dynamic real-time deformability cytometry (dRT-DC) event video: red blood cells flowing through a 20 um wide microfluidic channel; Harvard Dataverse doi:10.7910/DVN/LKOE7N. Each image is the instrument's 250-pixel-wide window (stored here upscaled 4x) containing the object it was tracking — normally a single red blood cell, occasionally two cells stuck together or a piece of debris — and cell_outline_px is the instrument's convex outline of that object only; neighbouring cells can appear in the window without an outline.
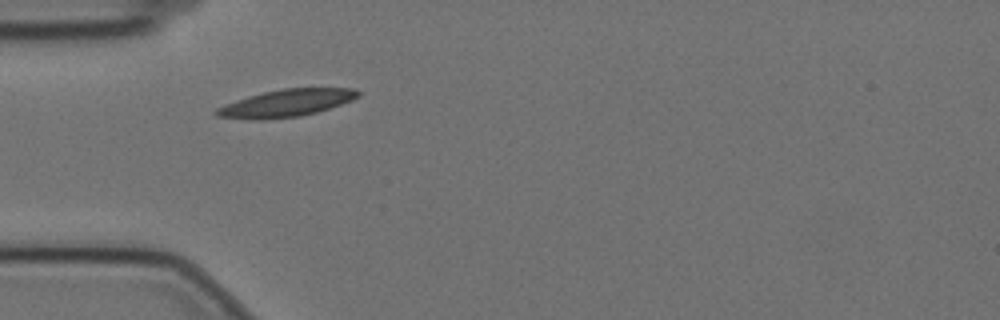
{"species": "Egyptian fruit bat (a non-hibernating species)", "species_latin": "Rousettus aegyptiacus", "temperature_condition": "cold", "stored_images_in_passage": 42, "camera_frame_rate_fps": 3000, "um_per_image_px": 0.085, "animal": {"sex": "female"}, "frame": {"image": 1, "passage_image": 1, "time_ms": 0.0, "image_size_px": [1000, 320], "cell_outline_px": [[360, 96], [352, 100], [316, 112], [300, 116], [264, 120], [252, 120], [216, 116], [212, 112], [216, 108], [236, 100], [248, 96], [280, 88], [352, 88], [360, 92]], "centroid_in_image_um": [24.29, 8.77], "position_along_channel_um": 60.7, "area_um2": 22.54}}
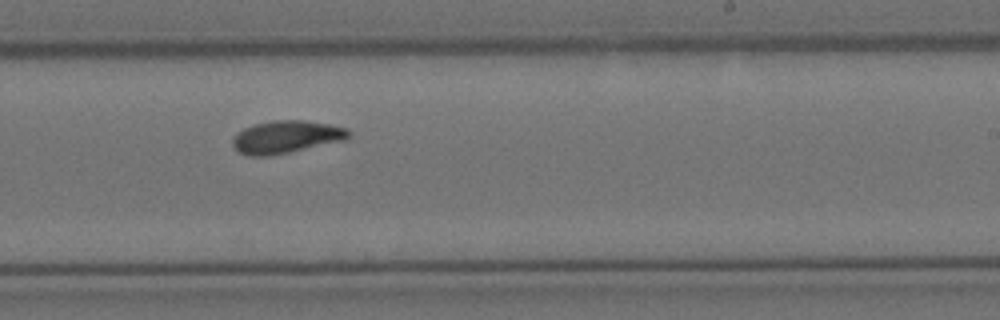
{"frame": {"image": 2, "passage_image": 19, "time_ms": 6.0, "image_size_px": [1000, 320], "cell_outline_px": [[352, 136], [344, 140], [272, 156], [248, 156], [240, 152], [232, 144], [232, 140], [236, 132], [244, 128], [256, 124], [272, 120], [304, 120], [328, 124], [348, 128], [352, 132]], "centroid_in_image_um": [24.34, 11.64], "position_along_channel_um": 264.7, "area_um2": 22.14}}
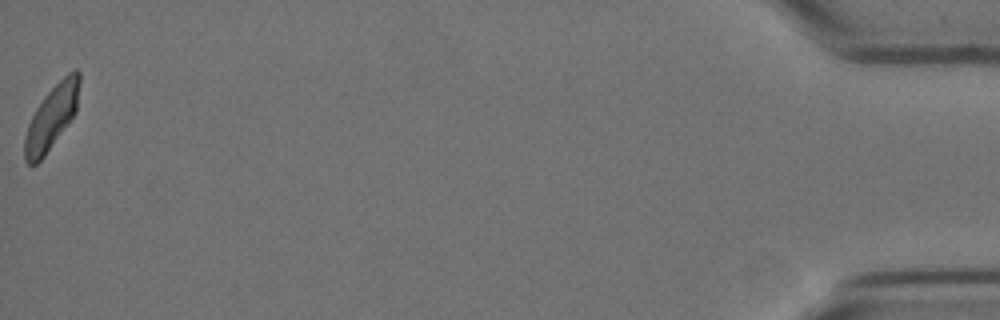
{"frame": {"image": 3, "passage_image": 42, "time_ms": 13.667, "image_size_px": [1000, 320], "cell_outline_px": [[80, 80], [76, 112], [44, 156], [36, 164], [28, 164], [24, 160], [24, 136], [28, 124], [36, 108], [44, 96], [68, 72], [76, 68], [80, 72]], "centroid_in_image_um": [4.38, 9.95], "position_along_channel_um": 430.8, "area_um2": 20.17}, "authors_computed_cell_mechanics": {"area_um2": 20.9236, "velocity_mm_per_s": 3.4486, "shape_relaxation_time_tau1_ms": 4.86, "shape_relaxation_time_tau2_ms": 2.5148, "deformation_change_tau1": 0.1548, "deformation_change_tau2": 0.0841}}